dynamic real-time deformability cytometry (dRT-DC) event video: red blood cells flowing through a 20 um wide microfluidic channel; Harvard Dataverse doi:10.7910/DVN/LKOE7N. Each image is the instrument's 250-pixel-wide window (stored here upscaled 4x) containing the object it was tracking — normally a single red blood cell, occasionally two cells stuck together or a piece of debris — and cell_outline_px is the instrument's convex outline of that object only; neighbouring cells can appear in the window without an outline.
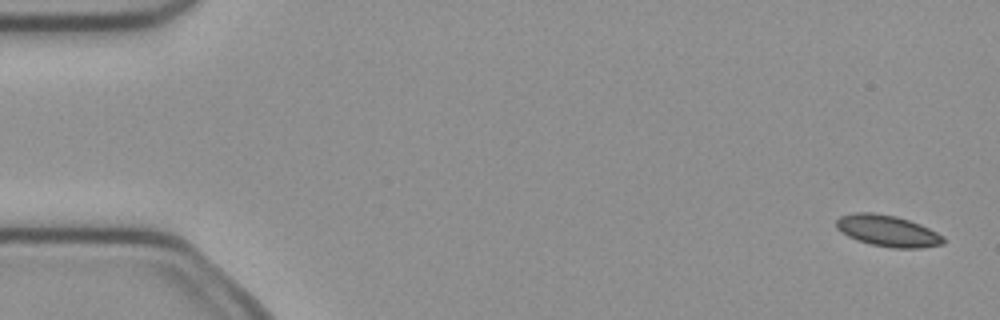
{"species": "common noctule bat (a hibernating species)", "species_latin": "Nyctalus noctula", "temperature_condition": "cold", "stored_images_in_passage": 5, "segment_of_instrument_passage": [1, 2], "camera_frame_rate_fps": 3000, "um_per_image_px": 0.085, "animal": {"sex": "female", "body_mass_g": 21.9}, "frame": {"image": 1, "passage_image": 1, "time_ms": 0.0, "image_size_px": [1000, 320], "cell_outline_px": [[944, 244], [920, 248], [892, 248], [872, 244], [856, 240], [840, 232], [836, 228], [836, 220], [840, 216], [856, 212], [872, 212], [896, 216], [920, 224], [944, 236]], "centroid_in_image_um": [75.43, 19.62], "position_along_channel_um": 9.6, "area_um2": 19.59}}